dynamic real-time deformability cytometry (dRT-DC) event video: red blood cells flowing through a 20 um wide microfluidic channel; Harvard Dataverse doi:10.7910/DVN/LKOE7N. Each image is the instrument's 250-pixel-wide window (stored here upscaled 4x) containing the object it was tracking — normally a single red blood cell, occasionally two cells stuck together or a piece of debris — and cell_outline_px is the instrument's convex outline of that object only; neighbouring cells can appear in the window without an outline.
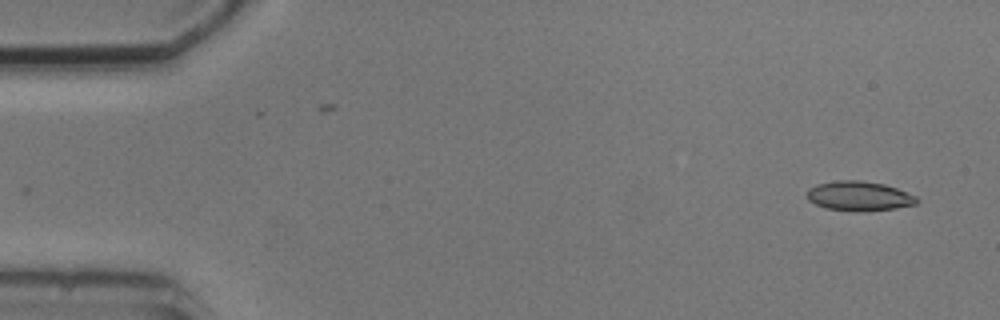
{"species": "common noctule bat (a hibernating species)", "species_latin": "Nyctalus noctula", "temperature_condition": "cold", "stored_images_in_passage": 2, "camera_frame_rate_fps": 3000, "um_per_image_px": 0.085, "animal": {"sex": "male", "body_mass_g": 20.5, "forearm_length_mm": 52.5}, "frame": {"image": 1, "passage_image": 2, "time_ms": 1.0, "image_size_px": [1000, 320], "cell_outline_px": [[920, 200], [916, 204], [896, 208], [864, 212], [852, 212], [824, 208], [808, 200], [808, 188], [816, 184], [836, 180], [860, 180], [884, 184], [896, 188], [916, 196]], "centroid_in_image_um": [73.02, 16.67], "position_along_channel_um": 12.0, "area_um2": 19.19}}